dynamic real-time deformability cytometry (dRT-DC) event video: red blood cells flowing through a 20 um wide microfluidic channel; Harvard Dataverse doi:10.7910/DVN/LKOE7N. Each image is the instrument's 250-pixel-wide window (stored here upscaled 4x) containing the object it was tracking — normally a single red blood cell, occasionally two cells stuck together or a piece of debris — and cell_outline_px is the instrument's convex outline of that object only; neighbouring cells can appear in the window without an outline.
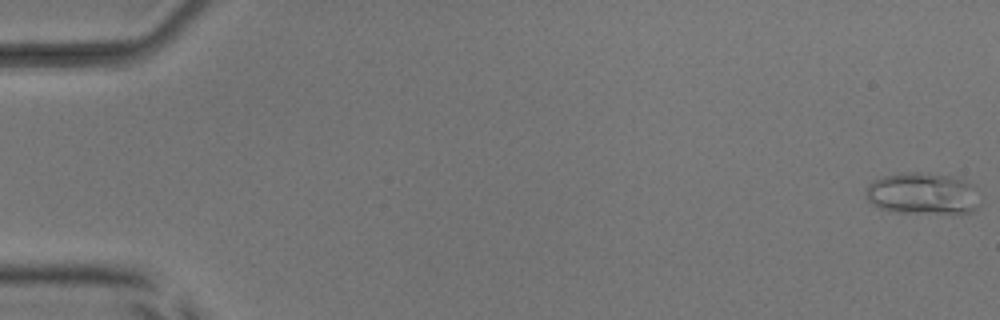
{"species": "common noctule bat (a hibernating species)", "species_latin": "Nyctalus noctula", "temperature_condition": "room temperature", "stored_images_in_passage": 53, "camera_frame_rate_fps": 3000, "um_per_image_px": 0.085, "animal": {"sex": "male", "body_mass_g": 17.9, "forearm_length_mm": 54.2}, "frame": {"image": 1, "passage_image": 1, "time_ms": 0.0, "image_size_px": [1000, 320], "cell_outline_px": [[980, 204], [972, 212], [900, 212], [880, 208], [872, 204], [868, 200], [864, 188], [872, 180], [880, 176], [896, 172], [916, 172], [956, 176], [976, 184]], "centroid_in_image_um": [78.43, 16.41], "position_along_channel_um": 6.6, "area_um2": 28.21}}
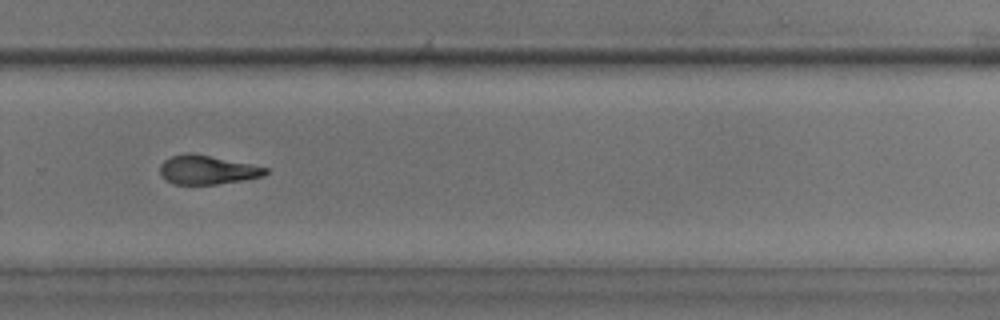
{"frame": {"image": 2, "passage_image": 37, "time_ms": 12.0, "image_size_px": [1000, 320], "cell_outline_px": [[268, 172], [264, 176], [216, 184], [172, 184], [164, 180], [160, 172], [160, 164], [164, 160], [172, 156], [188, 152], [192, 152], [252, 164], [268, 168]], "centroid_in_image_um": [17.59, 14.43], "position_along_channel_um": 312.2, "area_um2": 17.86}}
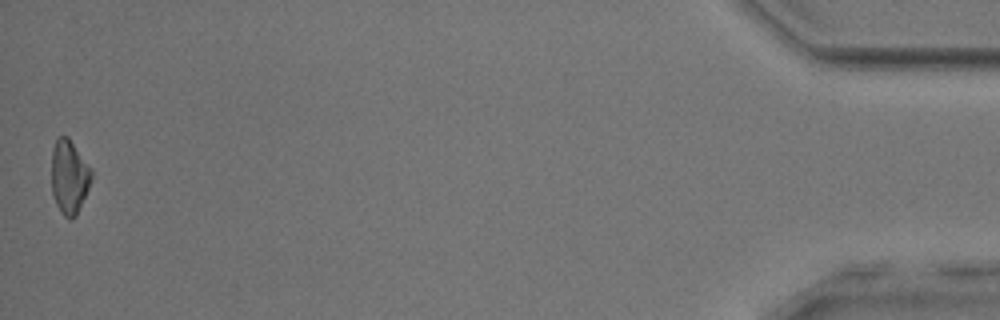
{"frame": {"image": 3, "passage_image": 53, "time_ms": 17.333, "image_size_px": [1000, 320], "cell_outline_px": [[92, 176], [88, 188], [76, 216], [68, 220], [60, 212], [56, 204], [52, 192], [52, 148], [56, 136], [68, 136], [92, 168]], "centroid_in_image_um": [5.88, 15.0], "position_along_channel_um": 429.3, "area_um2": 17.34}, "authors_computed_cell_mechanics": {"area_um2": 18.496, "velocity_mm_per_s": 3.925, "shape_relaxation_time_tau1_ms": 3.5684, "shape_relaxation_time_tau2_ms": 3.8497, "deformation_change_tau1": 0.1399, "deformation_change_tau2": 0.0896}}